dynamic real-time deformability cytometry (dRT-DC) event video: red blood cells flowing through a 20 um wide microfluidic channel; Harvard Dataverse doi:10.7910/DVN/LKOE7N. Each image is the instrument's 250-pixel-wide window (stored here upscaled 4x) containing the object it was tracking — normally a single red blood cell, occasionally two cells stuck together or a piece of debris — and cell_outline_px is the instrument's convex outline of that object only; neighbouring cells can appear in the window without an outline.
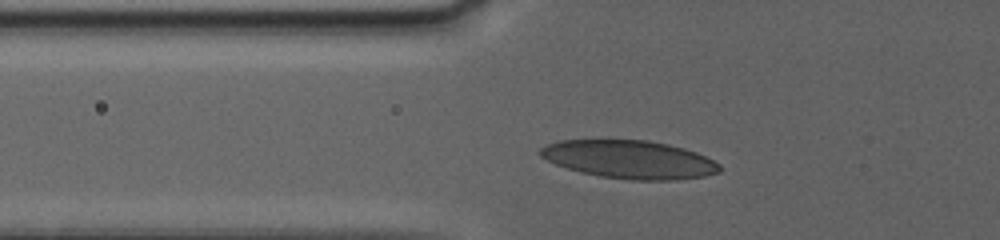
{"species": "human", "species_latin": "Homo sapiens", "temperature_condition": "warm", "stored_images_in_passage": 19, "camera_frame_rate_fps": 3000, "um_per_image_px": 0.085, "donor": {"sex": "female"}, "frame": {"image": 1, "passage_image": 17, "time_ms": 5.333, "image_size_px": [1000, 240], "cell_outline_px": [[720, 172], [704, 176], [676, 180], [632, 180], [600, 176], [580, 172], [556, 164], [540, 156], [536, 152], [540, 148], [548, 144], [560, 140], [648, 140], [668, 144], [684, 148], [696, 152], [720, 164]], "centroid_in_image_um": [53.5, 13.55], "position_along_channel_um": 72.3, "area_um2": 39.82}}